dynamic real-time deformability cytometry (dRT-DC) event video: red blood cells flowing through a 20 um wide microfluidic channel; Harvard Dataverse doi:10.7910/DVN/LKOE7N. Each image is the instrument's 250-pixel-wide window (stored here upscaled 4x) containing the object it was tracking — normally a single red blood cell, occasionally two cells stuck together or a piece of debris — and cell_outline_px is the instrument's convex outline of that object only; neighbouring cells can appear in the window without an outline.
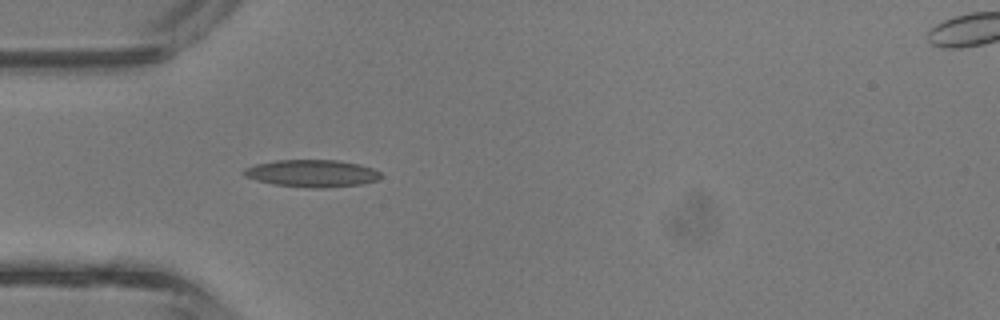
{"species": "common noctule bat (a hibernating species)", "species_latin": "Nyctalus noctula", "temperature_condition": "room temperature", "stored_images_in_passage": 4, "camera_frame_rate_fps": 3000, "um_per_image_px": 0.085, "animal": {"sex": "male", "body_mass_g": 13.3}, "frame": {"image": 1, "passage_image": 3, "time_ms": 0.667, "image_size_px": [1000, 320], "cell_outline_px": [[380, 180], [360, 184], [328, 188], [308, 188], [276, 184], [256, 180], [244, 176], [240, 172], [244, 168], [256, 164], [276, 160], [336, 160], [360, 164], [372, 168], [380, 172]], "centroid_in_image_um": [26.51, 14.74], "position_along_channel_um": 58.5, "area_um2": 21.85}}